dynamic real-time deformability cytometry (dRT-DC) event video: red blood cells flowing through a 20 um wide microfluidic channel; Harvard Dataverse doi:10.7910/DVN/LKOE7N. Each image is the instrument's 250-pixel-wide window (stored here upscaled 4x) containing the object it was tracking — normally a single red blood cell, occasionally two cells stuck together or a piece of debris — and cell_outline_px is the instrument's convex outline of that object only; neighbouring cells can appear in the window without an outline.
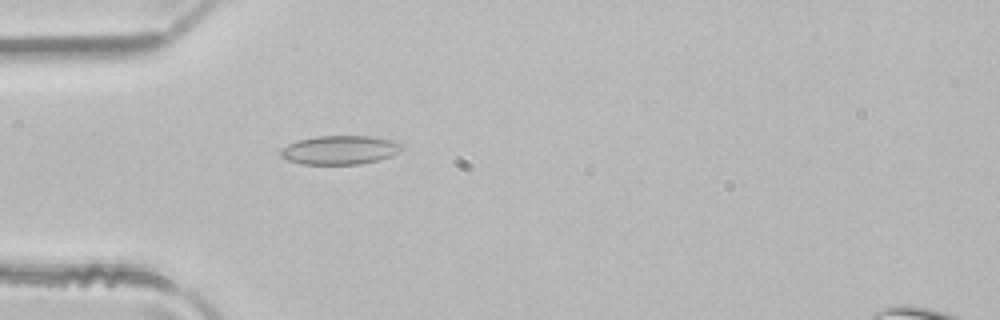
{"species": "common noctule bat (a hibernating species)", "species_latin": "Nyctalus noctula", "temperature_condition": "room temperature", "stored_images_in_passage": 1, "camera_frame_rate_fps": 3000, "um_per_image_px": 0.085, "animal": {"sex": "male", "body_mass_g": 21.5, "forearm_length_mm": 52.0}, "frame": {"image": 1, "passage_image": 1, "time_ms": 0.0, "image_size_px": [1000, 320], "cell_outline_px": [[404, 148], [388, 156], [376, 160], [360, 164], [300, 164], [288, 160], [280, 156], [280, 148], [296, 140], [316, 136], [372, 136], [400, 140], [404, 144]], "centroid_in_image_um": [28.89, 12.73], "position_along_channel_um": 56.1, "area_um2": 20.63}}